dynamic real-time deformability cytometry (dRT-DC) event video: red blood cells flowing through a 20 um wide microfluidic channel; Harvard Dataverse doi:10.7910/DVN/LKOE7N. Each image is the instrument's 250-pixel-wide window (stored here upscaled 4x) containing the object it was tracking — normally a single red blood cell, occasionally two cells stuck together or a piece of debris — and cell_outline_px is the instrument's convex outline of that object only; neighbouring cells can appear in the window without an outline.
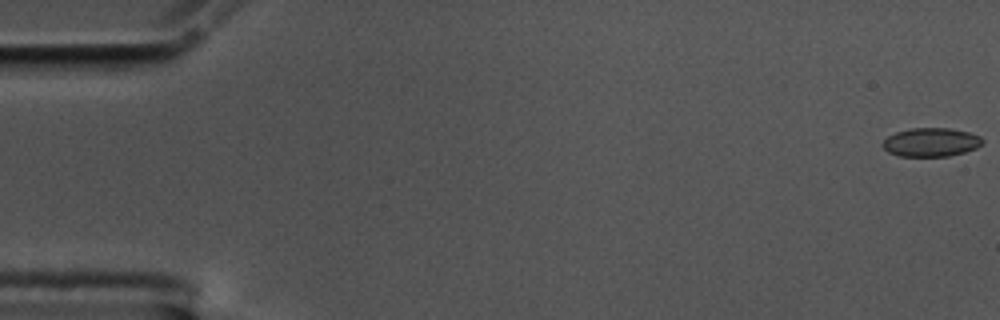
{"species": "common noctule bat (a hibernating species)", "species_latin": "Nyctalus noctula", "temperature_condition": "cold", "stored_images_in_passage": 12, "camera_frame_rate_fps": 3000, "um_per_image_px": 0.085, "animal": {"sex": "male", "body_mass_g": 17.5, "forearm_length_mm": 52.3}, "frame": {"image": 1, "passage_image": 1, "time_ms": 0.0, "image_size_px": [1000, 320], "cell_outline_px": [[984, 140], [976, 148], [964, 152], [948, 156], [900, 156], [888, 152], [880, 144], [888, 136], [896, 132], [912, 128], [948, 128], [968, 132], [980, 136]], "centroid_in_image_um": [79.11, 12.09], "position_along_channel_um": 5.9, "area_um2": 16.59}}